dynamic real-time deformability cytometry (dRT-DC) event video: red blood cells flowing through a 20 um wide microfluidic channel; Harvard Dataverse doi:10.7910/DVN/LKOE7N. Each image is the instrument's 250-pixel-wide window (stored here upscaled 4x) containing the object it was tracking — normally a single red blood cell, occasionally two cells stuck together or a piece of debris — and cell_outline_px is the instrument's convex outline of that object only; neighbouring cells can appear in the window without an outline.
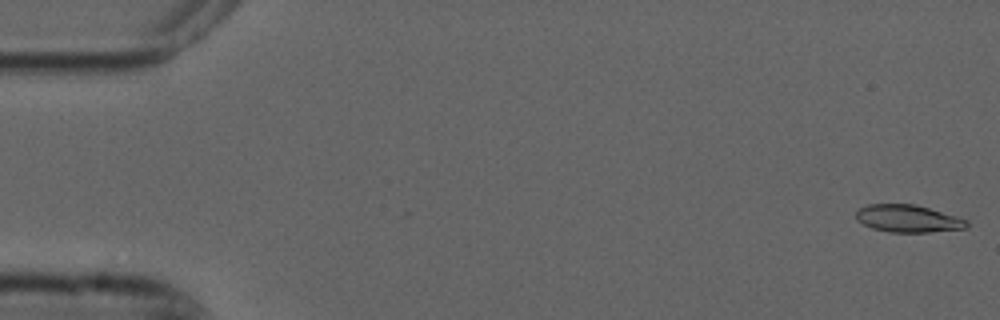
{"species": "common noctule bat (a hibernating species)", "species_latin": "Nyctalus noctula", "temperature_condition": "cold", "stored_images_in_passage": 37, "camera_frame_rate_fps": 3000, "um_per_image_px": 0.085, "animal": {"sex": "male", "forearm_length_mm": 52.5}, "frame": {"image": 1, "passage_image": 1, "time_ms": 0.0, "image_size_px": [1000, 320], "cell_outline_px": [[968, 228], [928, 232], [888, 232], [872, 228], [856, 220], [856, 212], [860, 208], [868, 204], [916, 204], [956, 216], [968, 220]], "centroid_in_image_um": [77.18, 18.58], "position_along_channel_um": 7.8, "area_um2": 17.69}}
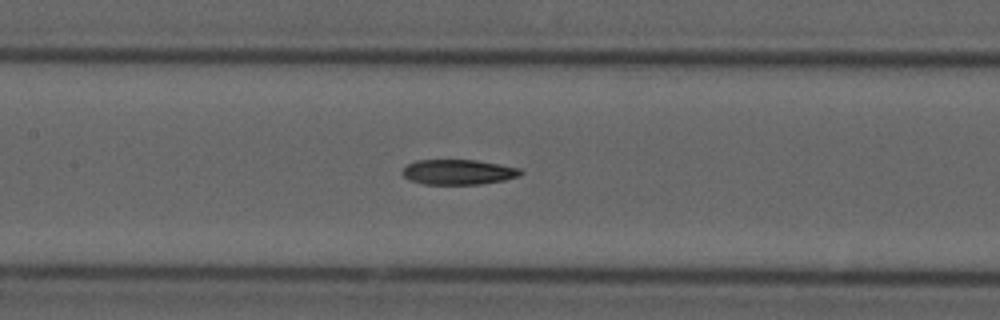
{"frame": {"image": 2, "passage_image": 25, "time_ms": 8.0, "image_size_px": [1000, 320], "cell_outline_px": [[524, 172], [520, 176], [504, 180], [480, 184], [424, 184], [412, 180], [404, 176], [400, 172], [408, 164], [416, 160], [476, 160], [500, 164], [520, 168]], "centroid_in_image_um": [38.99, 14.62], "position_along_channel_um": 168.4, "area_um2": 17.28}}
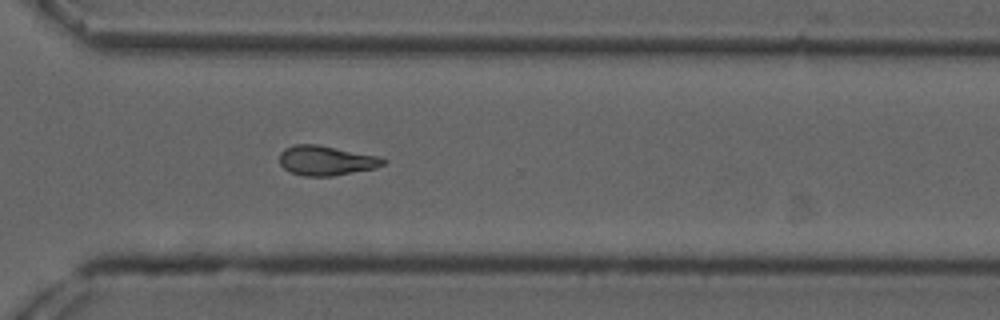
{"frame": {"image": 3, "passage_image": 37, "time_ms": 12.0, "image_size_px": [1000, 320], "cell_outline_px": [[388, 160], [384, 164], [376, 168], [332, 176], [304, 176], [292, 172], [284, 168], [280, 164], [280, 152], [284, 148], [292, 144], [316, 144], [384, 156]], "centroid_in_image_um": [27.78, 13.63], "position_along_channel_um": 342.8, "area_um2": 18.26}}